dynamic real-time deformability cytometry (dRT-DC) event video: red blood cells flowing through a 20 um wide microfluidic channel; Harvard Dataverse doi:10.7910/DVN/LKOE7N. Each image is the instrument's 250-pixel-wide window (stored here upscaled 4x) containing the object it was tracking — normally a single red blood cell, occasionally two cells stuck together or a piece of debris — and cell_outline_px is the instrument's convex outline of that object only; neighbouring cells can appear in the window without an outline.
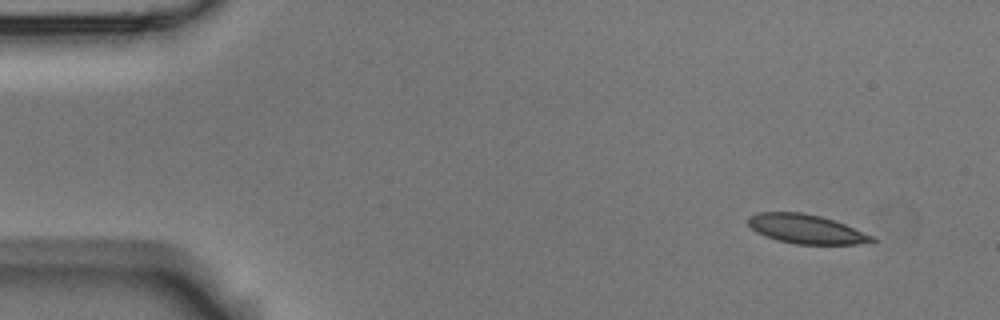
{"species": "Egyptian fruit bat (a non-hibernating species)", "species_latin": "Rousettus aegyptiacus", "temperature_condition": "room temperature", "stored_images_in_passage": 5, "camera_frame_rate_fps": 3000, "um_per_image_px": 0.085, "animal": {"sex": "male"}, "frame": {"image": 1, "passage_image": 1, "time_ms": 0.0, "image_size_px": [1000, 320], "cell_outline_px": [[876, 240], [856, 244], [796, 244], [776, 240], [756, 232], [748, 224], [748, 216], [760, 212], [800, 212], [820, 216], [844, 224], [872, 236]], "centroid_in_image_um": [68.46, 19.46], "position_along_channel_um": 16.5, "area_um2": 20.69}}